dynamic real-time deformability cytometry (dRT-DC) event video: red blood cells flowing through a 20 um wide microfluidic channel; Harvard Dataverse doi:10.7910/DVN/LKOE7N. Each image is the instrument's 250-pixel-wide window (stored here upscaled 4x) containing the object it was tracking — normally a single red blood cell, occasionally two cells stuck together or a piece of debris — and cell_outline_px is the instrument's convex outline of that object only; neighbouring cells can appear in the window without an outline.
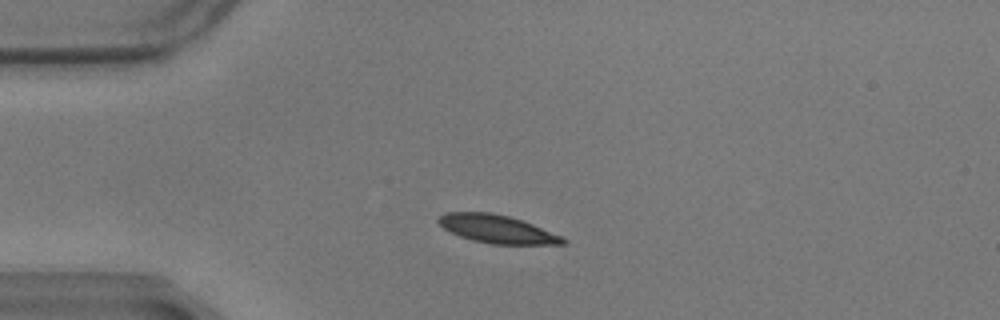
{"species": "common noctule bat (a hibernating species)", "species_latin": "Nyctalus noctula", "temperature_condition": "warm", "stored_images_in_passage": 45, "camera_frame_rate_fps": 3000, "um_per_image_px": 0.085, "animal": {"sex": "male", "body_mass_g": 17.9}, "frame": {"image": 1, "passage_image": 1, "time_ms": 0.0, "image_size_px": [1000, 320], "cell_outline_px": [[568, 244], [492, 244], [472, 240], [460, 236], [444, 228], [436, 220], [440, 216], [448, 212], [492, 212], [508, 216], [532, 224], [564, 236], [568, 240]], "centroid_in_image_um": [42.3, 19.47], "position_along_channel_um": 42.7, "area_um2": 20.35}}
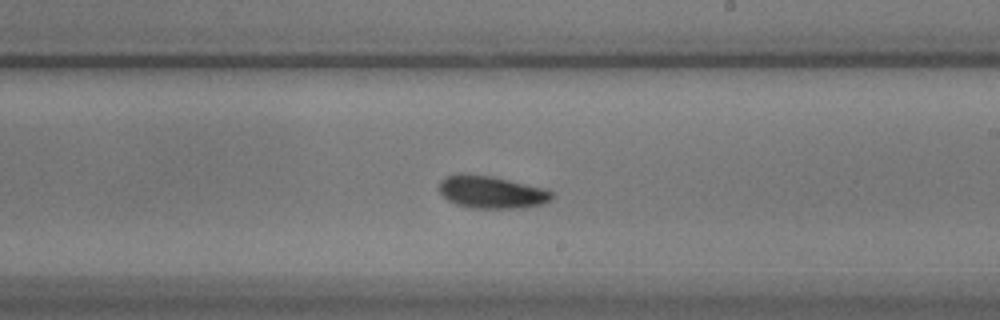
{"frame": {"image": 2, "passage_image": 21, "time_ms": 6.667, "image_size_px": [1000, 320], "cell_outline_px": [[556, 196], [552, 200], [544, 204], [524, 208], [472, 208], [456, 204], [448, 200], [440, 192], [440, 180], [448, 176], [460, 172], [492, 176], [544, 188], [552, 192]], "centroid_in_image_um": [41.81, 16.33], "position_along_channel_um": 247.2, "area_um2": 21.56}}
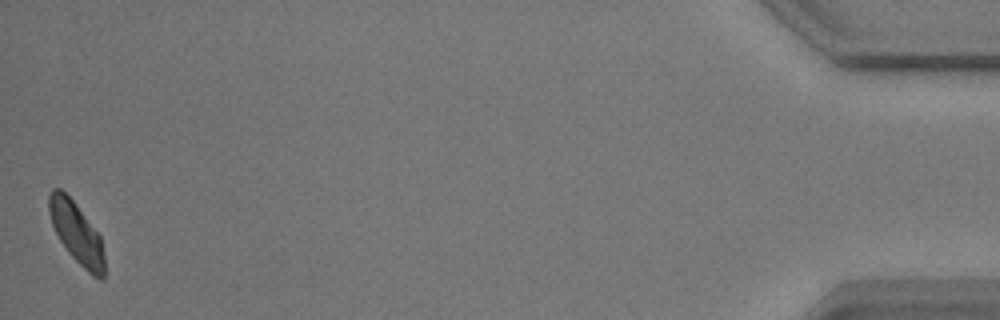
{"frame": {"image": 3, "passage_image": 45, "time_ms": 14.667, "image_size_px": [1000, 320], "cell_outline_px": [[104, 280], [100, 280], [92, 276], [68, 252], [60, 240], [52, 224], [48, 212], [48, 192], [52, 188], [60, 188], [76, 204], [100, 236], [104, 256]], "centroid_in_image_um": [6.49, 19.79], "position_along_channel_um": 428.7, "area_um2": 19.59}, "authors_computed_cell_mechanics": {"area_um2": 20.519, "velocity_mm_per_s": 3.4122, "shape_relaxation_time_tau1_ms": 2.7464, "shape_relaxation_time_tau2_ms": 5.669, "deformation_change_tau1": 0.0902, "deformation_change_tau2": 0.0899}}